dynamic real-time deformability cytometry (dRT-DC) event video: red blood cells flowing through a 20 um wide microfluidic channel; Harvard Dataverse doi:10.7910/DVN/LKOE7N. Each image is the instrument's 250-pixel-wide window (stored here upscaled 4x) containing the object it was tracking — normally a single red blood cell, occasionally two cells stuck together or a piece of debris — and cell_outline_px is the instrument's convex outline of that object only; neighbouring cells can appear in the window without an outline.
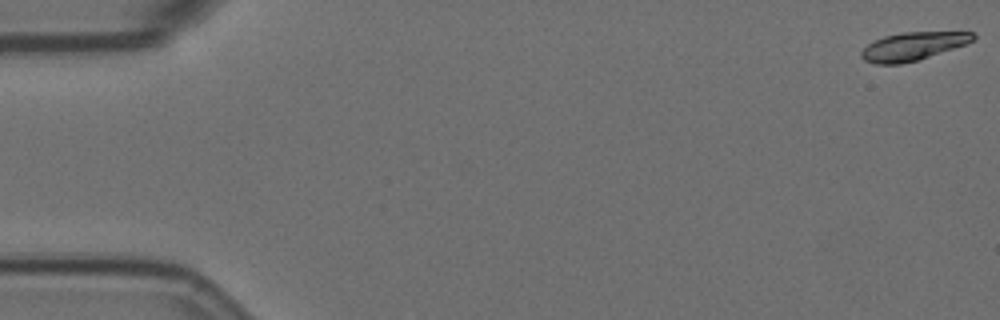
{"species": "Egyptian fruit bat (a non-hibernating species)", "species_latin": "Rousettus aegyptiacus", "temperature_condition": "room temperature", "stored_images_in_passage": 57, "camera_frame_rate_fps": 3000, "um_per_image_px": 0.085, "animal": {"sex": "female"}, "frame": {"image": 1, "passage_image": 1, "time_ms": 0.0, "image_size_px": [1000, 320], "cell_outline_px": [[976, 36], [972, 40], [964, 44], [916, 60], [900, 64], [876, 64], [864, 60], [860, 56], [860, 52], [868, 44], [884, 36], [904, 32], [976, 32]], "centroid_in_image_um": [77.55, 3.93], "position_along_channel_um": 7.5, "area_um2": 17.92}}
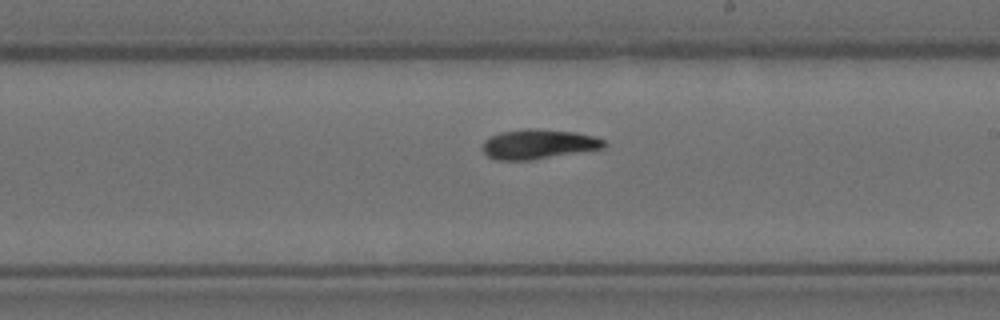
{"frame": {"image": 2, "passage_image": 33, "time_ms": 10.667, "image_size_px": [1000, 320], "cell_outline_px": [[608, 144], [604, 148], [532, 160], [496, 160], [488, 156], [484, 152], [484, 140], [500, 132], [524, 128], [536, 128], [576, 132], [596, 136], [604, 140]], "centroid_in_image_um": [45.81, 12.24], "position_along_channel_um": 243.2, "area_um2": 21.15}}
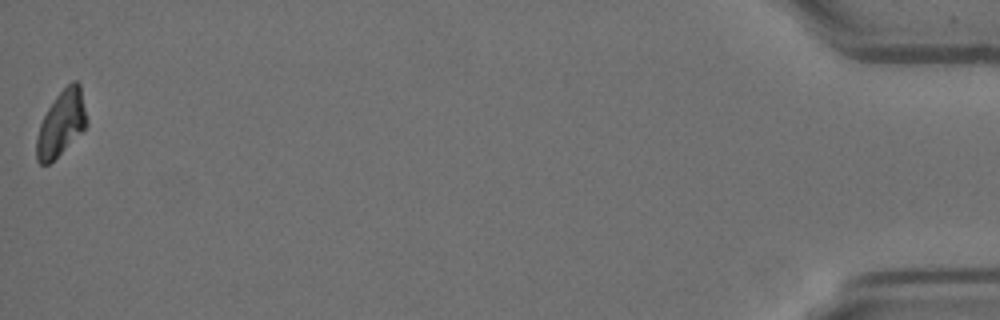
{"frame": {"image": 3, "passage_image": 57, "time_ms": 18.667, "image_size_px": [1000, 320], "cell_outline_px": [[88, 124], [48, 164], [40, 164], [36, 160], [36, 136], [40, 124], [48, 108], [56, 96], [72, 80], [76, 80], [80, 84], [88, 120]], "centroid_in_image_um": [5.2, 10.45], "position_along_channel_um": 430.0, "area_um2": 18.67}, "authors_computed_cell_mechanics": {"area_um2": 20.3456, "velocity_mm_per_s": 3.5733, "shape_relaxation_time_tau1_ms": 4.9316, "shape_relaxation_time_tau2_ms": 4.1117, "deformation_change_tau1": 0.1493, "deformation_change_tau2": 0.0825}}